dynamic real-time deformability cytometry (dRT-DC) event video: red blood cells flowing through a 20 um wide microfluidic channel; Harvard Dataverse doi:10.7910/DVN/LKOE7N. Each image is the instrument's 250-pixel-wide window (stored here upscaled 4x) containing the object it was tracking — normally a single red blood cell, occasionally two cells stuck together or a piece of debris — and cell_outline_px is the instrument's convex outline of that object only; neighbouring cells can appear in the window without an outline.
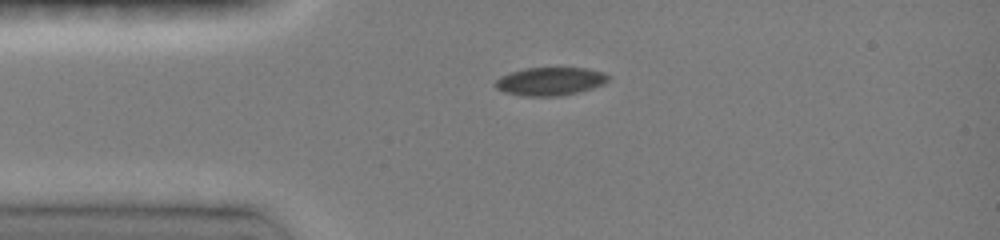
{"species": "common noctule bat (a hibernating species)", "species_latin": "Nyctalus noctula", "temperature_condition": "room temperature", "stored_images_in_passage": 31, "camera_frame_rate_fps": 3000, "um_per_image_px": 0.085, "animal": {"sex": "female", "body_mass_g": 19.0, "forearm_length_mm": 51.5}, "frame": {"image": 1, "passage_image": 1, "time_ms": 0.0, "image_size_px": [1000, 240], "cell_outline_px": [[608, 80], [604, 84], [592, 88], [560, 96], [524, 96], [504, 92], [496, 88], [492, 84], [500, 76], [524, 68], [588, 68], [604, 72], [608, 76]], "centroid_in_image_um": [46.74, 6.91], "position_along_channel_um": 38.3, "area_um2": 18.55}}
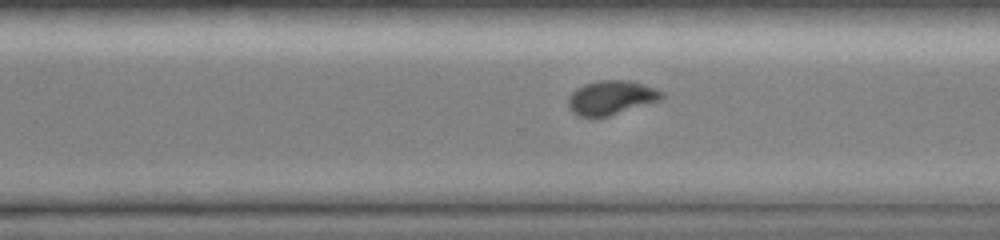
{"frame": {"image": 2, "passage_image": 19, "time_ms": 7.333, "image_size_px": [1000, 240], "cell_outline_px": [[664, 96], [660, 100], [608, 116], [580, 116], [572, 112], [568, 104], [568, 100], [572, 92], [576, 88], [584, 84], [600, 80], [628, 80], [644, 84], [664, 92]], "centroid_in_image_um": [51.96, 8.28], "position_along_channel_um": 318.6, "area_um2": 18.38}}
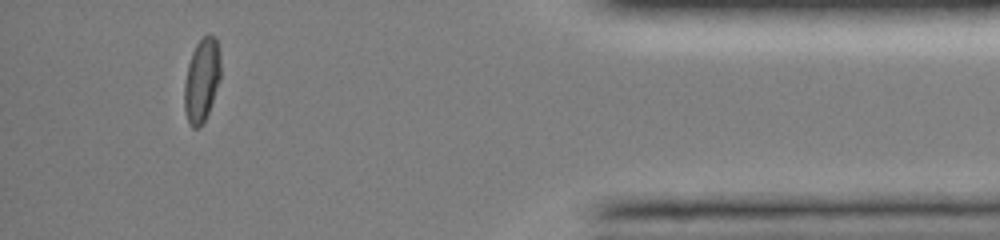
{"frame": {"image": 3, "passage_image": 28, "time_ms": 10.667, "image_size_px": [1000, 240], "cell_outline_px": [[220, 80], [208, 112], [200, 128], [192, 128], [188, 124], [184, 108], [184, 84], [188, 64], [192, 52], [196, 44], [208, 32], [216, 36], [220, 56]], "centroid_in_image_um": [17.14, 6.8], "position_along_channel_um": 418.1, "area_um2": 17.86}, "authors_computed_cell_mechanics": {"area_um2": 18.9584, "velocity_mm_per_s": 4.0976, "shape_relaxation_time_tau1_ms": 3.9412, "shape_relaxation_time_tau2_ms": 1.3968, "deformation_change_tau1": 0.1293, "deformation_change_tau2": 0.0321}}